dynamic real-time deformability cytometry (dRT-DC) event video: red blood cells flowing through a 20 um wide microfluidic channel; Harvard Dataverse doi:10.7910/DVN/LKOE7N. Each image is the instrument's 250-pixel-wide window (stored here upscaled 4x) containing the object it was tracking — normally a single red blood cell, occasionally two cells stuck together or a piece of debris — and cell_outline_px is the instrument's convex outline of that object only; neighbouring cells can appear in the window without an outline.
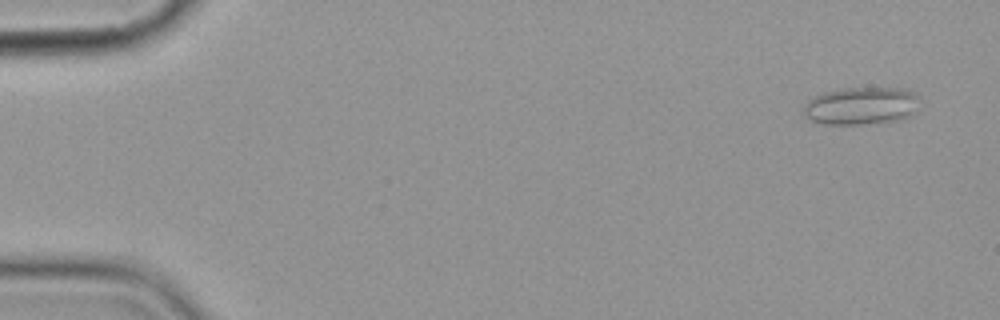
{"species": "common noctule bat (a hibernating species)", "species_latin": "Nyctalus noctula", "temperature_condition": "cold", "stored_images_in_passage": 5, "camera_frame_rate_fps": 3000, "um_per_image_px": 0.085, "animal": {"sex": "female", "body_mass_g": 19.9}, "frame": {"image": 1, "passage_image": 1, "time_ms": 0.0, "image_size_px": [1000, 320], "cell_outline_px": [[920, 96], [912, 116], [900, 120], [864, 124], [824, 124], [812, 120], [804, 116], [804, 104], [808, 100], [824, 92], [840, 88], [908, 88], [916, 92]], "centroid_in_image_um": [73.24, 8.99], "position_along_channel_um": 11.8, "area_um2": 25.72}}